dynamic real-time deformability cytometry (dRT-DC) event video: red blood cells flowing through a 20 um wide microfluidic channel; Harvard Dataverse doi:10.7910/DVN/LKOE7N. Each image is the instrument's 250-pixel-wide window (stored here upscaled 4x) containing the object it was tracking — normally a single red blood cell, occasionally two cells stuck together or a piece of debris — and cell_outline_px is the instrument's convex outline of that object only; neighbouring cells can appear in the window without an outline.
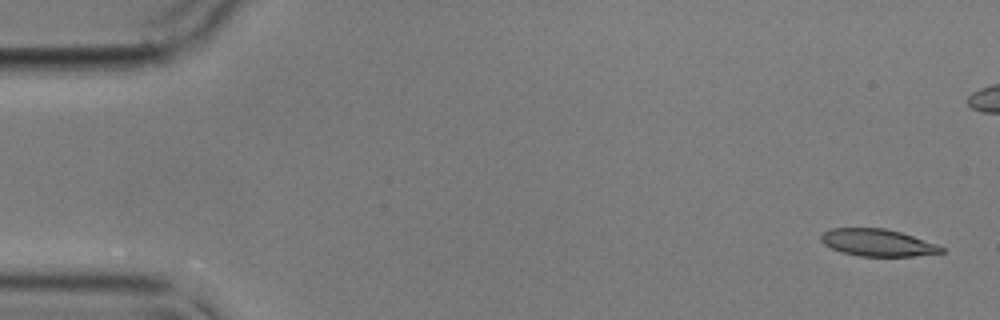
{"species": "common noctule bat (a hibernating species)", "species_latin": "Nyctalus noctula", "temperature_condition": "cold", "stored_images_in_passage": 6, "camera_frame_rate_fps": 3000, "um_per_image_px": 0.085, "animal": {"sex": "male", "body_mass_g": 17.9}, "frame": {"image": 1, "passage_image": 1, "time_ms": 0.0, "image_size_px": [1000, 320], "cell_outline_px": [[944, 252], [912, 256], [860, 256], [844, 252], [832, 248], [824, 244], [820, 240], [820, 236], [824, 232], [832, 228], [884, 228], [900, 232], [936, 244], [944, 248]], "centroid_in_image_um": [74.58, 20.62], "position_along_channel_um": 10.4, "area_um2": 18.73}}
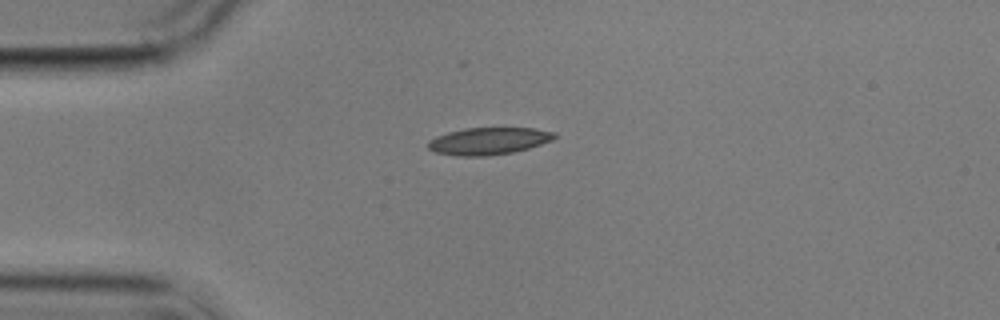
{"frame": {"image": 2, "passage_image": 6, "time_ms": 6.0, "image_size_px": [1000, 320], "cell_outline_px": [[556, 136], [552, 140], [528, 148], [512, 152], [484, 156], [456, 156], [436, 152], [428, 148], [428, 140], [436, 136], [448, 132], [464, 128], [536, 128], [556, 132]], "centroid_in_image_um": [41.52, 11.98], "position_along_channel_um": 43.5, "area_um2": 19.94}}